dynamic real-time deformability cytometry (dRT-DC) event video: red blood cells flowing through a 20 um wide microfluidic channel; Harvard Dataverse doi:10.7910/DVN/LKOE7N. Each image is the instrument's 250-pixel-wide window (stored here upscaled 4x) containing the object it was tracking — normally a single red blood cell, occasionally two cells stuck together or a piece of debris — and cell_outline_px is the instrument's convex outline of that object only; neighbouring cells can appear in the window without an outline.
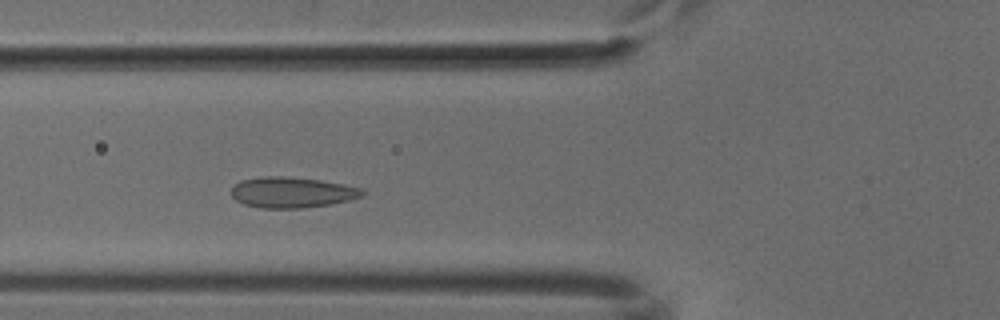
{"species": "common noctule bat (a hibernating species)", "species_latin": "Nyctalus noctula", "temperature_condition": "cold", "stored_images_in_passage": 42, "camera_frame_rate_fps": 3000, "um_per_image_px": 0.085, "animal": {"sex": "male", "body_mass_g": 18.8}, "frame": {"image": 1, "passage_image": 14, "time_ms": 4.333, "image_size_px": [1000, 320], "cell_outline_px": [[368, 192], [364, 196], [332, 204], [300, 208], [260, 208], [244, 204], [236, 200], [232, 196], [232, 188], [240, 180], [264, 176], [280, 176], [320, 180], [344, 184], [364, 188]], "centroid_in_image_um": [24.87, 16.35], "position_along_channel_um": 100.9, "area_um2": 23.58}}
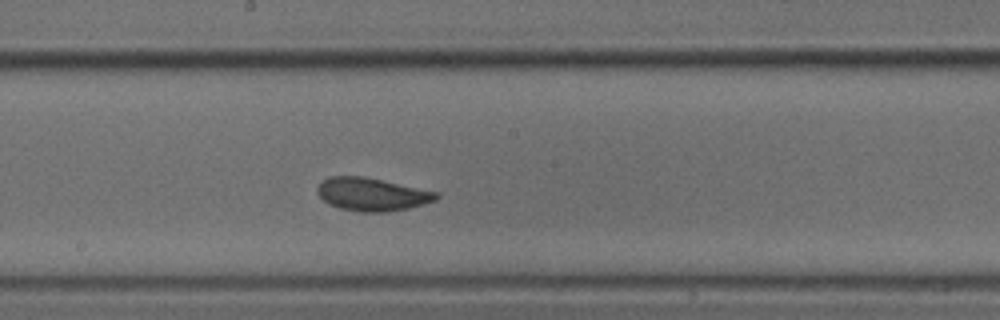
{"frame": {"image": 2, "passage_image": 23, "time_ms": 7.333, "image_size_px": [1000, 320], "cell_outline_px": [[440, 196], [436, 200], [424, 204], [408, 208], [384, 212], [356, 212], [340, 208], [328, 204], [316, 192], [316, 188], [320, 180], [328, 176], [364, 176], [440, 192]], "centroid_in_image_um": [31.6, 16.51], "position_along_channel_um": 216.6, "area_um2": 23.24}}
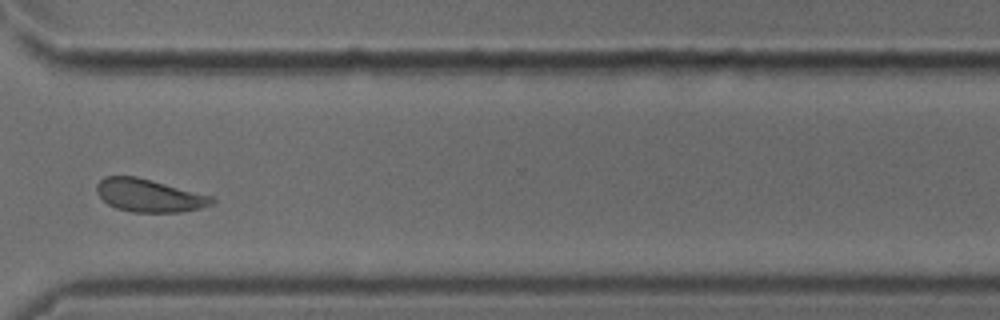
{"frame": {"image": 3, "passage_image": 34, "time_ms": 11.0, "image_size_px": [1000, 320], "cell_outline_px": [[216, 200], [212, 204], [200, 208], [180, 212], [132, 212], [116, 208], [108, 204], [96, 192], [96, 184], [104, 176], [136, 176], [212, 196]], "centroid_in_image_um": [12.66, 16.61], "position_along_channel_um": 357.9, "area_um2": 21.96}}